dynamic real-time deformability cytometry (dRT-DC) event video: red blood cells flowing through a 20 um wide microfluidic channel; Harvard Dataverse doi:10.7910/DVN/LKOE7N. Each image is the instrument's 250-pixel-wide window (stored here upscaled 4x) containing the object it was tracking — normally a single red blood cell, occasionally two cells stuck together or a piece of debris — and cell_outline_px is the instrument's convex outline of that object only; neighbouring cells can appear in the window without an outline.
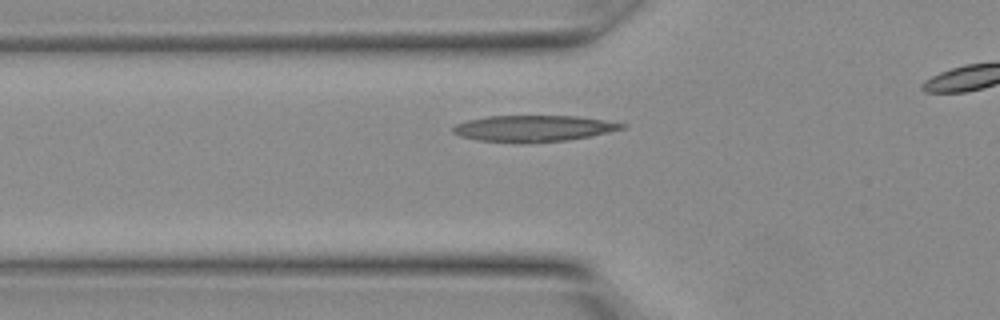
{"species": "Egyptian fruit bat (a non-hibernating species)", "species_latin": "Rousettus aegyptiacus", "temperature_condition": "warm", "stored_images_in_passage": 9, "camera_frame_rate_fps": 3000, "um_per_image_px": 0.085, "animal": {"sex": "female"}, "frame": {"image": 1, "passage_image": 3, "time_ms": 0.667, "image_size_px": [1000, 320], "cell_outline_px": [[628, 124], [624, 128], [588, 136], [568, 140], [520, 144], [476, 140], [460, 136], [452, 132], [452, 128], [456, 124], [468, 120], [488, 116], [576, 116], [604, 120]], "centroid_in_image_um": [45.29, 10.93], "position_along_channel_um": 80.5, "area_um2": 25.95}}
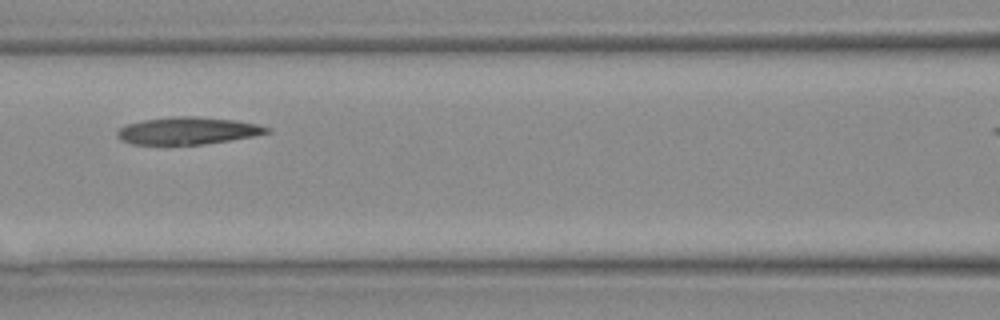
{"frame": {"image": 2, "passage_image": 6, "time_ms": 1.667, "image_size_px": [1000, 320], "cell_outline_px": [[272, 132], [252, 136], [204, 144], [132, 144], [116, 136], [116, 132], [120, 128], [128, 124], [144, 120], [172, 116], [192, 116], [236, 120], [256, 124], [268, 128]], "centroid_in_image_um": [15.95, 11.1], "position_along_channel_um": 150.6, "area_um2": 23.41}}
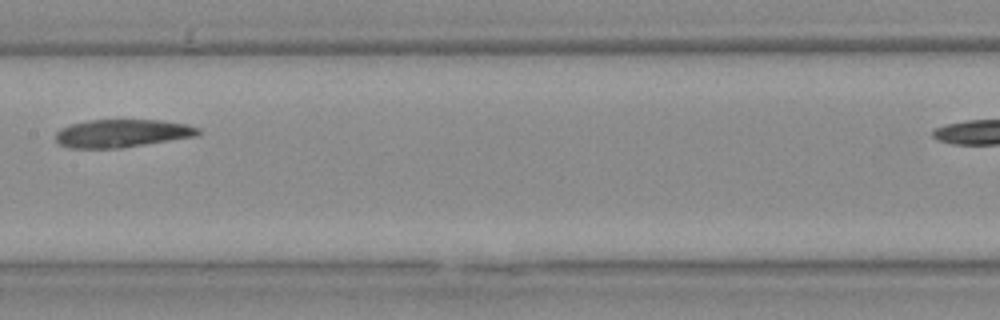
{"frame": {"image": 3, "passage_image": 8, "time_ms": 2.333, "image_size_px": [1000, 320], "cell_outline_px": [[200, 132], [196, 136], [120, 148], [68, 148], [60, 144], [56, 140], [56, 132], [60, 128], [72, 124], [88, 120], [160, 120], [188, 124], [200, 128]], "centroid_in_image_um": [10.37, 11.33], "position_along_channel_um": 197.0, "area_um2": 23.18}}